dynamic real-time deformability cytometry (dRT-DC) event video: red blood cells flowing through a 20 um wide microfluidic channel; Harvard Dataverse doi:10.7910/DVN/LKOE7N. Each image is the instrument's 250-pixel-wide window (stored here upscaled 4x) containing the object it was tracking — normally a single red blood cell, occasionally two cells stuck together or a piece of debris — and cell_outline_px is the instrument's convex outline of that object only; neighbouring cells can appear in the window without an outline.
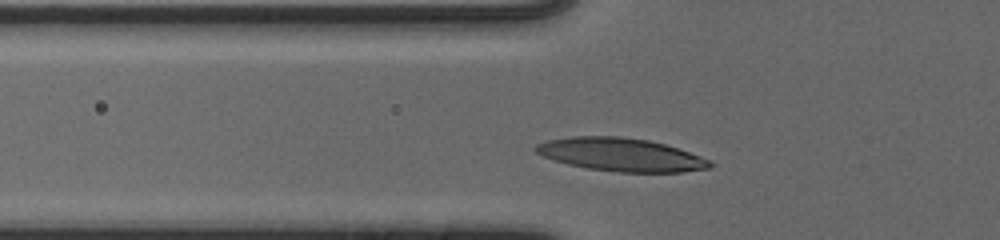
{"species": "human", "species_latin": "Homo sapiens", "temperature_condition": "cold", "stored_images_in_passage": 32, "camera_frame_rate_fps": 3000, "um_per_image_px": 0.085, "donor": {"sex": "male"}, "frame": {"image": 1, "passage_image": 6, "time_ms": 1.667, "image_size_px": [1000, 240], "cell_outline_px": [[716, 164], [712, 168], [684, 172], [616, 172], [588, 168], [568, 164], [552, 160], [536, 152], [532, 148], [536, 144], [548, 140], [572, 136], [620, 136], [648, 140], [664, 144], [700, 156]], "centroid_in_image_um": [52.77, 13.15], "position_along_channel_um": 73.0, "area_um2": 33.7}}
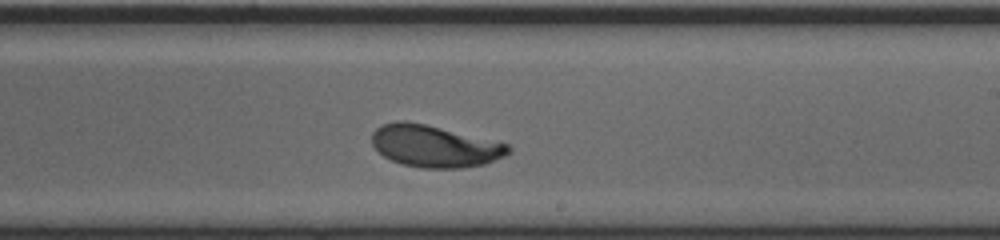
{"frame": {"image": 2, "passage_image": 20, "time_ms": 6.333, "image_size_px": [1000, 240], "cell_outline_px": [[512, 152], [504, 156], [484, 164], [460, 168], [420, 168], [400, 164], [384, 156], [372, 144], [372, 132], [376, 128], [384, 124], [396, 120], [404, 120], [424, 124], [508, 144], [512, 148]], "centroid_in_image_um": [36.93, 12.43], "position_along_channel_um": 252.1, "area_um2": 33.12}}
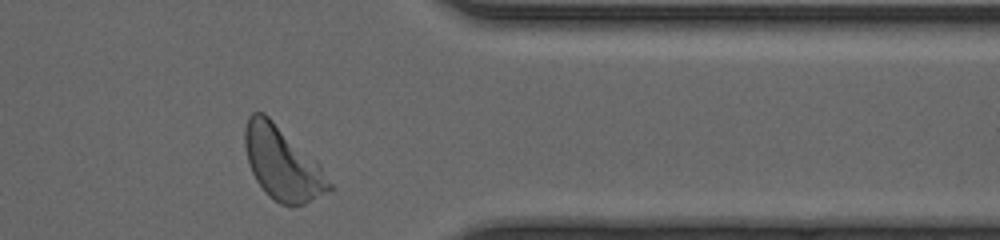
{"frame": {"image": 3, "passage_image": 31, "time_ms": 10.0, "image_size_px": [1000, 240], "cell_outline_px": [[332, 188], [304, 204], [280, 204], [268, 196], [264, 192], [256, 180], [252, 172], [244, 148], [244, 128], [248, 116], [252, 112], [264, 112], [320, 164], [332, 184]], "centroid_in_image_um": [23.96, 13.86], "position_along_channel_um": 387.4, "area_um2": 35.6}, "authors_computed_cell_mechanics": {"area_um2": 32.8882, "velocity_mm_per_s": 3.8827, "shape_relaxation_time_tau1_ms": 2.9897, "shape_relaxation_time_tau2_ms": 1.8742, "deformation_change_tau1": 0.1732, "deformation_change_tau2": 0.0761}}